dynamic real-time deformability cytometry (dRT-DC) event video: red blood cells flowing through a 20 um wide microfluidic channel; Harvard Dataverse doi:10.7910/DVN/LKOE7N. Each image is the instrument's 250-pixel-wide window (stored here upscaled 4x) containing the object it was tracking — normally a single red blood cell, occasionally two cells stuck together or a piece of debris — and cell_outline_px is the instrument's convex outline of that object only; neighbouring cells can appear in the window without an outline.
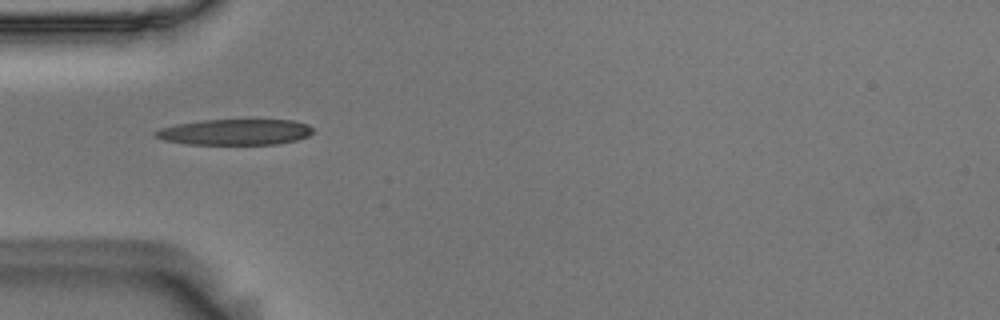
{"species": "Egyptian fruit bat (a non-hibernating species)", "species_latin": "Rousettus aegyptiacus", "temperature_condition": "room temperature", "stored_images_in_passage": 28, "camera_frame_rate_fps": 3000, "um_per_image_px": 0.085, "animal": {"sex": "male"}, "frame": {"image": 1, "passage_image": 1, "time_ms": 0.0, "image_size_px": [1000, 320], "cell_outline_px": [[312, 132], [308, 136], [296, 140], [276, 144], [184, 144], [164, 140], [156, 136], [152, 132], [160, 128], [176, 124], [204, 120], [292, 120], [308, 124], [312, 128]], "centroid_in_image_um": [19.96, 11.22], "position_along_channel_um": 65.0, "area_um2": 23.64}}
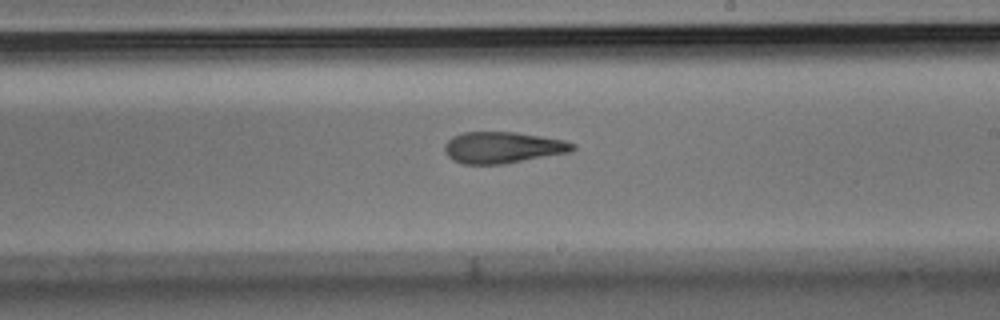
{"frame": {"image": 2, "passage_image": 16, "time_ms": 5.0, "image_size_px": [1000, 320], "cell_outline_px": [[576, 148], [572, 152], [504, 164], [464, 164], [452, 160], [444, 152], [444, 144], [452, 136], [464, 132], [516, 132], [564, 140], [576, 144]], "centroid_in_image_um": [42.74, 12.54], "position_along_channel_um": 246.3, "area_um2": 23.64}}
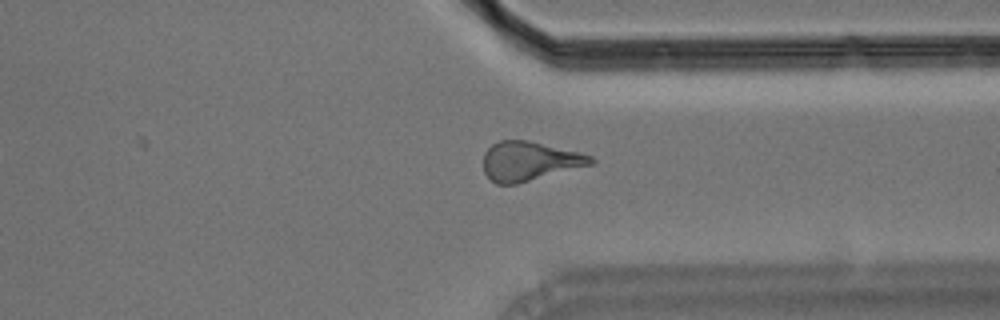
{"frame": {"image": 3, "passage_image": 26, "time_ms": 8.333, "image_size_px": [1000, 320], "cell_outline_px": [[596, 164], [516, 184], [496, 184], [484, 172], [484, 152], [492, 144], [500, 140], [528, 140], [580, 152], [592, 156], [596, 160]], "centroid_in_image_um": [45.05, 13.69], "position_along_channel_um": 366.4, "area_um2": 24.74}, "authors_computed_cell_mechanics": {"area_um2": 23.6402, "velocity_mm_per_s": 3.6181, "shape_relaxation_time_tau1_ms": null, "shape_relaxation_time_tau2_ms": 4.0571, "deformation_change_tau1": null, "deformation_change_tau2": 0.1541}}